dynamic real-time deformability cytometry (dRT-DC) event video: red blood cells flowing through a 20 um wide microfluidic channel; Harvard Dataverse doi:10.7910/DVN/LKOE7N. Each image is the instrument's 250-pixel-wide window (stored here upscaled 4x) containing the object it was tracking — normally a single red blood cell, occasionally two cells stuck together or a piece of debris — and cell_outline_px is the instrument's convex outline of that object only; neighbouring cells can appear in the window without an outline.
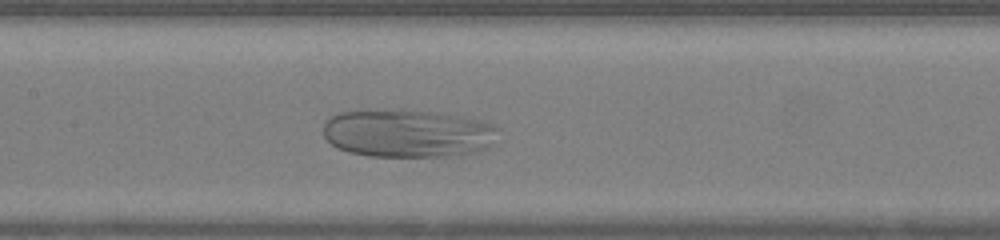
{"species": "human", "species_latin": "Homo sapiens", "temperature_condition": "warm", "stored_images_in_passage": 32, "camera_frame_rate_fps": 3000, "um_per_image_px": 0.085, "donor": {"sex": "female"}, "frame": {"image": 1, "passage_image": 15, "time_ms": 4.667, "image_size_px": [1000, 240], "cell_outline_px": [[500, 128], [492, 144], [484, 148], [472, 152], [448, 156], [372, 156], [348, 152], [332, 144], [324, 136], [324, 124], [332, 116], [340, 112], [368, 108], [404, 108], [460, 116], [480, 120], [492, 124]], "centroid_in_image_um": [34.63, 11.29], "position_along_channel_um": 172.8, "area_um2": 49.48}}
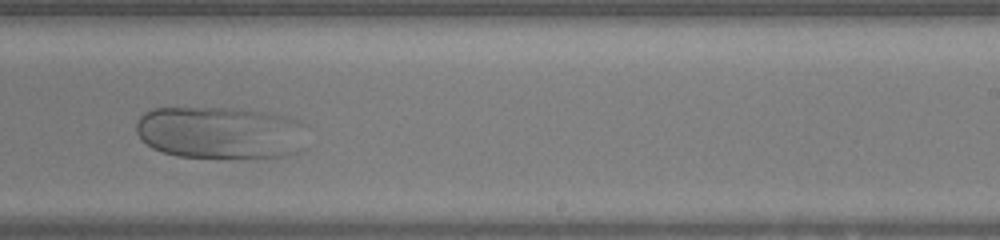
{"frame": {"image": 2, "passage_image": 22, "time_ms": 7.0, "image_size_px": [1000, 240], "cell_outline_px": [[308, 124], [280, 156], [176, 156], [152, 148], [136, 132], [136, 120], [144, 112], [152, 108], [232, 108], [260, 112], [284, 116], [300, 120]], "centroid_in_image_um": [18.49, 11.21], "position_along_channel_um": 270.5, "area_um2": 49.88}}
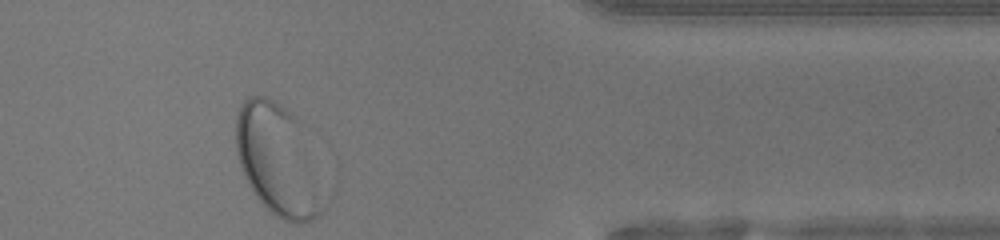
{"frame": {"image": 3, "passage_image": 32, "time_ms": 10.333, "image_size_px": [1000, 240], "cell_outline_px": [[324, 208], [312, 220], [300, 224], [296, 224], [284, 220], [272, 212], [256, 196], [248, 184], [240, 164], [236, 152], [236, 116], [240, 104], [248, 96], [264, 96], [280, 104], [292, 112], [296, 120]], "centroid_in_image_um": [23.49, 13.61], "position_along_channel_um": 387.9, "area_um2": 53.93}}